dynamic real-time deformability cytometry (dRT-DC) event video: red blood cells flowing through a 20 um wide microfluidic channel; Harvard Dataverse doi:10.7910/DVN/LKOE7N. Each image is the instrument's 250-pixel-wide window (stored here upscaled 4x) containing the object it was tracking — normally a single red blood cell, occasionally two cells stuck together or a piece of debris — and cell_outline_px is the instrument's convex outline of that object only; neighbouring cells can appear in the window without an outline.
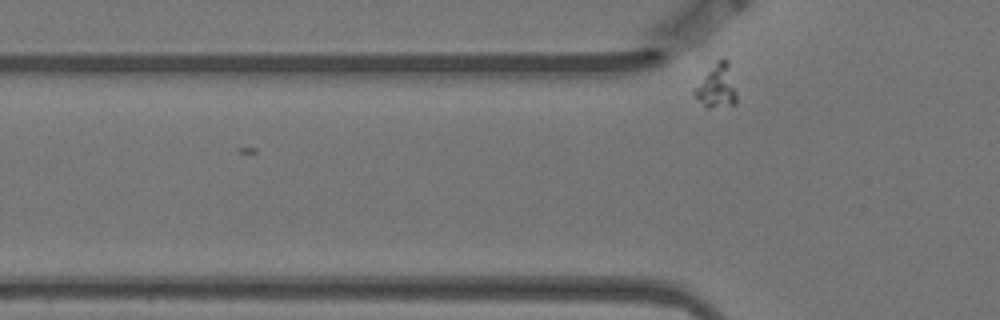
{"species": "Egyptian fruit bat (a non-hibernating species)", "species_latin": "Rousettus aegyptiacus", "temperature_condition": "warm", "stored_images_in_passage": 4, "camera_frame_rate_fps": 3000, "um_per_image_px": 0.085, "animal": {"sex": "female"}, "frame": {"image": 1, "passage_image": 3, "time_ms": 0.667, "image_size_px": [1000, 320], "cell_outline_px": [[736, 104], [708, 108], [704, 108], [692, 92], [692, 88], [716, 60], [724, 56], [728, 60], [736, 92]], "centroid_in_image_um": [60.88, 7.31], "position_along_channel_um": 64.9, "area_um2": 10.98}}